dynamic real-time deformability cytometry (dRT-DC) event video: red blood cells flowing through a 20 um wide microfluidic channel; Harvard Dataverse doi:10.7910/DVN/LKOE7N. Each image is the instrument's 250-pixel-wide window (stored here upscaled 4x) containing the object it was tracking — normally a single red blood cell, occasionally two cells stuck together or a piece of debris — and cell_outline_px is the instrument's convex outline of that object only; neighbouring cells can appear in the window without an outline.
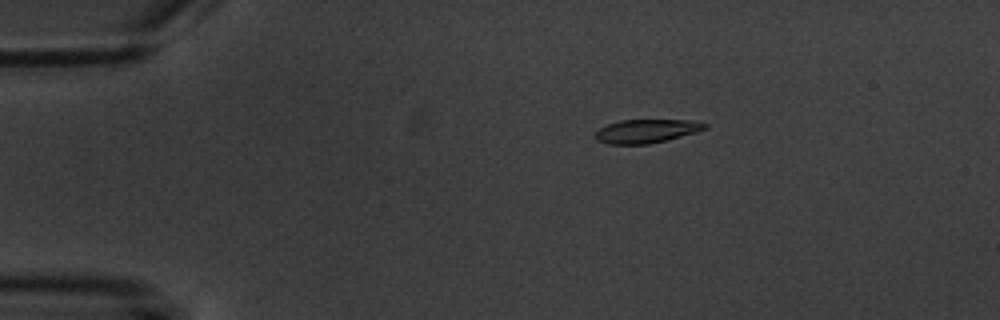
{"species": "common noctule bat (a hibernating species)", "species_latin": "Nyctalus noctula", "temperature_condition": "warm", "stored_images_in_passage": 7, "camera_frame_rate_fps": 3000, "um_per_image_px": 0.085, "animal": {"sex": "male", "body_mass_g": 20.1, "forearm_length_mm": 53.5}, "frame": {"image": 1, "passage_image": 3, "time_ms": 3.333, "image_size_px": [1000, 320], "cell_outline_px": [[708, 128], [696, 132], [648, 144], [608, 144], [596, 140], [592, 136], [600, 128], [608, 124], [620, 120], [696, 120], [708, 124]], "centroid_in_image_um": [54.93, 11.13], "position_along_channel_um": 30.1, "area_um2": 15.09}}